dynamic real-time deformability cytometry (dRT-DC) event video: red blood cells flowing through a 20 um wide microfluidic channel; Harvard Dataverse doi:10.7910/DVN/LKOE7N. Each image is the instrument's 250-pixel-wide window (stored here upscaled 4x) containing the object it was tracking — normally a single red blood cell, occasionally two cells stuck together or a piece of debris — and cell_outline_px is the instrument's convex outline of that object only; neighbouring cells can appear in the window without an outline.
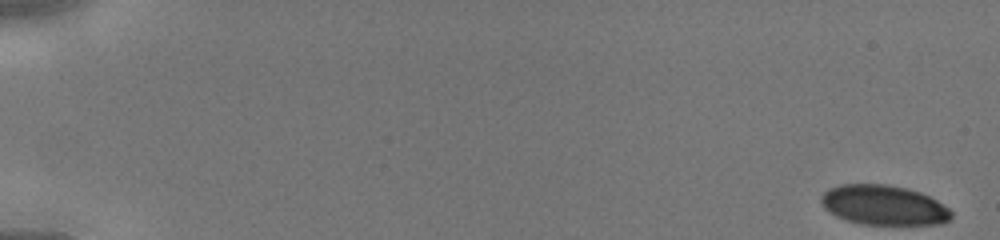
{"species": "human", "species_latin": "Homo sapiens", "temperature_condition": "cold", "stored_images_in_passage": 45, "camera_frame_rate_fps": 3000, "um_per_image_px": 0.085, "donor": {"sex": "male"}, "frame": {"image": 1, "passage_image": 1, "time_ms": 0.0, "image_size_px": [1000, 240], "cell_outline_px": [[952, 216], [948, 220], [940, 224], [860, 224], [836, 216], [828, 212], [824, 208], [820, 200], [820, 196], [828, 188], [840, 184], [888, 184], [908, 188], [920, 192], [936, 200], [948, 208], [952, 212]], "centroid_in_image_um": [75.08, 17.42], "position_along_channel_um": 9.9, "area_um2": 30.29}}
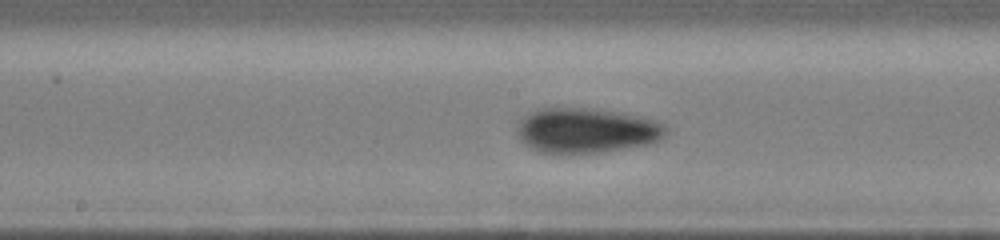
{"frame": {"image": 2, "passage_image": 25, "time_ms": 8.0, "image_size_px": [1000, 240], "cell_outline_px": [[668, 132], [660, 140], [648, 144], [600, 152], [536, 152], [524, 144], [520, 140], [516, 132], [520, 120], [524, 116], [532, 112], [544, 108], [584, 108], [620, 112], [640, 116], [656, 120], [664, 124], [668, 128]], "centroid_in_image_um": [49.86, 11.08], "position_along_channel_um": 198.3, "area_um2": 38.84}}
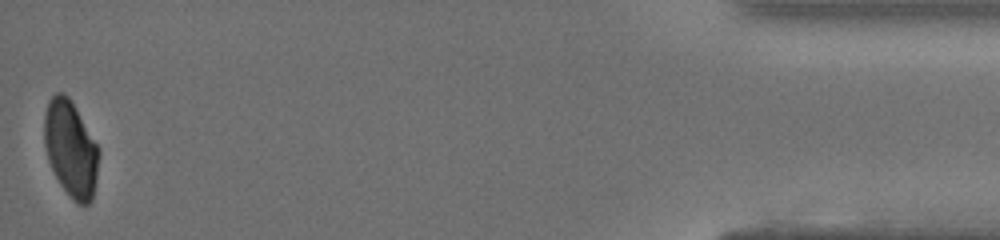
{"frame": {"image": 3, "passage_image": 45, "time_ms": 14.667, "image_size_px": [1000, 240], "cell_outline_px": [[100, 152], [96, 180], [92, 200], [88, 204], [80, 204], [72, 200], [60, 184], [48, 160], [44, 144], [44, 116], [48, 100], [56, 92], [64, 92], [68, 96], [76, 108], [100, 148]], "centroid_in_image_um": [6.02, 12.63], "position_along_channel_um": 429.2, "area_um2": 30.75}}